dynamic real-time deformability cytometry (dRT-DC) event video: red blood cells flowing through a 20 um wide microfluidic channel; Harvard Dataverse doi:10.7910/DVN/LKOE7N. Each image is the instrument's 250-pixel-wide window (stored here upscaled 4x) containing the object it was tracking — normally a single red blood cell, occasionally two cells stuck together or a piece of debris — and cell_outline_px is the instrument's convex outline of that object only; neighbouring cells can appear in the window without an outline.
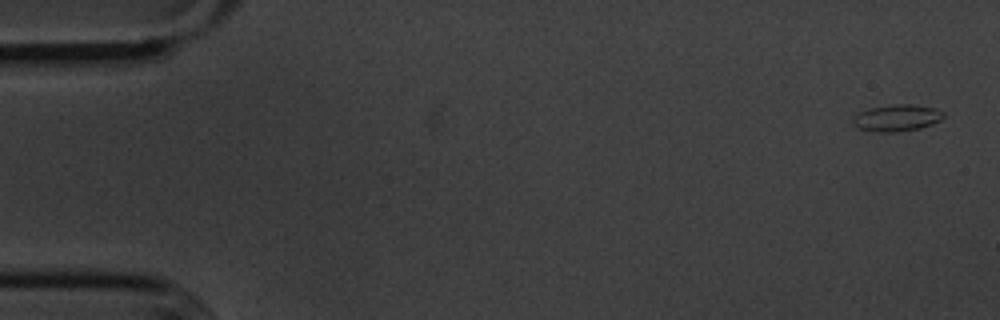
{"species": "common noctule bat (a hibernating species)", "species_latin": "Nyctalus noctula", "temperature_condition": "cold", "stored_images_in_passage": 5, "camera_frame_rate_fps": 3000, "um_per_image_px": 0.085, "animal": {"sex": "male", "body_mass_g": 20.1, "forearm_length_mm": 53.5}, "frame": {"image": 1, "passage_image": 1, "time_ms": 0.0, "image_size_px": [1000, 320], "cell_outline_px": [[944, 116], [940, 120], [932, 124], [920, 128], [896, 132], [876, 132], [856, 128], [852, 124], [852, 120], [860, 112], [868, 108], [892, 104], [912, 104], [936, 108], [944, 112]], "centroid_in_image_um": [76.22, 10.02], "position_along_channel_um": 8.8, "area_um2": 14.22}}
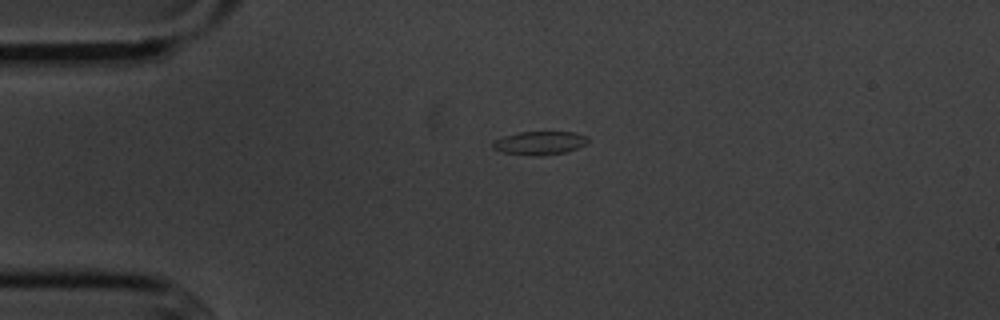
{"frame": {"image": 2, "passage_image": 4, "time_ms": 3.667, "image_size_px": [1000, 320], "cell_outline_px": [[588, 140], [584, 144], [576, 148], [564, 152], [540, 156], [536, 156], [504, 152], [492, 148], [492, 144], [496, 140], [504, 136], [520, 132], [576, 132], [588, 136]], "centroid_in_image_um": [45.88, 12.14], "position_along_channel_um": 39.1, "area_um2": 12.77}}